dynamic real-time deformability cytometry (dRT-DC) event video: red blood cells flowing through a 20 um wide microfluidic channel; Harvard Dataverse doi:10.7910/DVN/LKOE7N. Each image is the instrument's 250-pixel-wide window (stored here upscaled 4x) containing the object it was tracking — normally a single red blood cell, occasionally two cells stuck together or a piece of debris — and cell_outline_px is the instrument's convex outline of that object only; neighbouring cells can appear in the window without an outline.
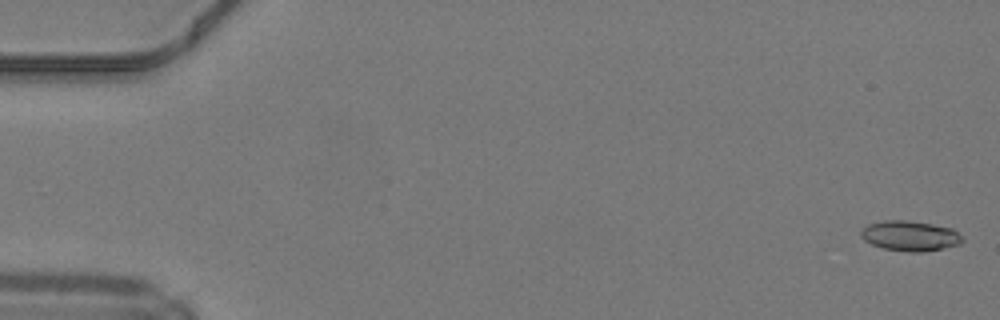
{"species": "common noctule bat (a hibernating species)", "species_latin": "Nyctalus noctula", "temperature_condition": "warm", "stored_images_in_passage": 6, "camera_frame_rate_fps": 3000, "um_per_image_px": 0.085, "animal": {"sex": "male", "body_mass_g": 19.2, "forearm_length_mm": 51.8}, "frame": {"image": 1, "passage_image": 1, "time_ms": 0.0, "image_size_px": [1000, 320], "cell_outline_px": [[964, 240], [960, 244], [924, 252], [908, 252], [884, 248], [872, 244], [864, 240], [860, 236], [860, 232], [868, 224], [884, 220], [908, 220], [932, 224], [952, 228]], "centroid_in_image_um": [77.34, 20.04], "position_along_channel_um": 7.7, "area_um2": 17.74}}